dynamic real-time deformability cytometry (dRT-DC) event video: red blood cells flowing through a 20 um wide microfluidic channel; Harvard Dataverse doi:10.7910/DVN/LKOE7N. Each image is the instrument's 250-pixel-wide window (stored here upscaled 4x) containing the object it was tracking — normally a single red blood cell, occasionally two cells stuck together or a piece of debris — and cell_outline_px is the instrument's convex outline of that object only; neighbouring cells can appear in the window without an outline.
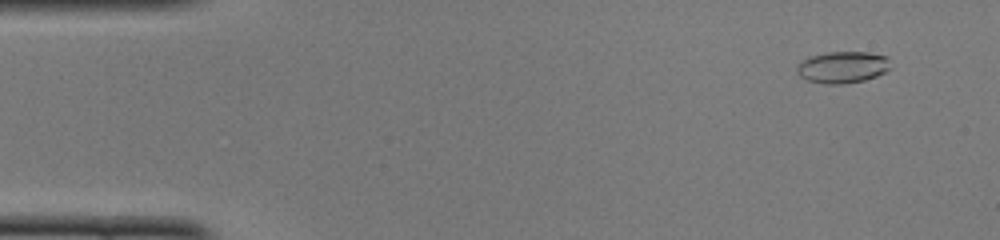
{"species": "common noctule bat (a hibernating species)", "species_latin": "Nyctalus noctula", "temperature_condition": "cold", "stored_images_in_passage": 46, "camera_frame_rate_fps": 3000, "um_per_image_px": 0.085, "animal": {"sex": "female", "body_mass_g": 22.0, "forearm_length_mm": 56.7}, "frame": {"image": 1, "passage_image": 1, "time_ms": 0.0, "image_size_px": [1000, 240], "cell_outline_px": [[888, 68], [884, 72], [876, 76], [864, 80], [844, 84], [824, 84], [808, 80], [800, 76], [796, 72], [796, 64], [800, 60], [808, 56], [828, 52], [868, 52], [888, 56]], "centroid_in_image_um": [71.55, 5.7], "position_along_channel_um": 13.4, "area_um2": 17.4}}
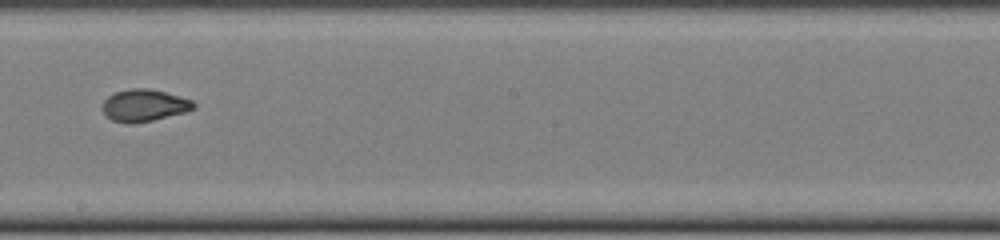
{"frame": {"image": 2, "passage_image": 25, "time_ms": 8.0, "image_size_px": [1000, 240], "cell_outline_px": [[196, 108], [184, 112], [152, 120], [132, 124], [128, 124], [112, 120], [104, 112], [104, 100], [108, 96], [116, 92], [132, 88], [148, 88], [164, 92], [192, 100], [196, 104]], "centroid_in_image_um": [12.27, 8.96], "position_along_channel_um": 235.9, "area_um2": 16.76}}
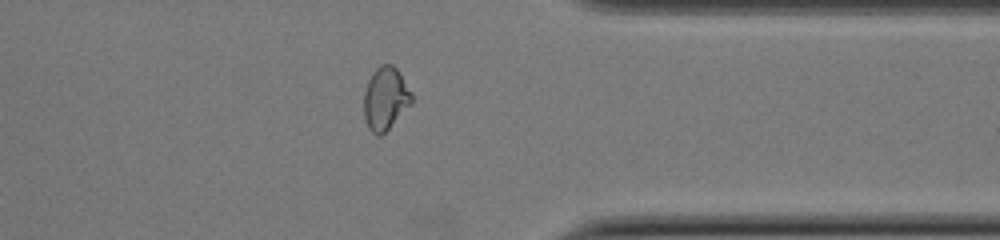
{"frame": {"image": 3, "passage_image": 36, "time_ms": 11.667, "image_size_px": [1000, 240], "cell_outline_px": [[412, 104], [380, 136], [376, 136], [368, 128], [364, 120], [364, 92], [368, 80], [372, 72], [380, 64], [392, 64], [396, 68], [412, 92]], "centroid_in_image_um": [32.75, 8.37], "position_along_channel_um": 378.7, "area_um2": 17.57}, "authors_computed_cell_mechanics": {"area_um2": 17.2822, "velocity_mm_per_s": 4.1042, "shape_relaxation_time_tau1_ms": null, "shape_relaxation_time_tau2_ms": 0.9031, "deformation_change_tau1": null, "deformation_change_tau2": 0.0534}}